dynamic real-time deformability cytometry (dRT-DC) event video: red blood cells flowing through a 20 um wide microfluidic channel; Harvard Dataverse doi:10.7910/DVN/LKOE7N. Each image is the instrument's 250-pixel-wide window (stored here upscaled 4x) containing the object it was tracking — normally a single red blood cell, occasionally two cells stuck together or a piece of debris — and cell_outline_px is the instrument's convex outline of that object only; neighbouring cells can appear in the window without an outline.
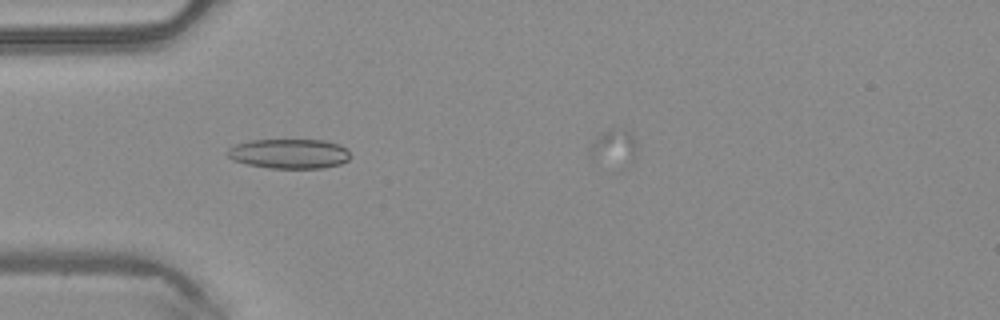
{"species": "common noctule bat (a hibernating species)", "species_latin": "Nyctalus noctula", "temperature_condition": "warm", "stored_images_in_passage": 6, "camera_frame_rate_fps": 3000, "um_per_image_px": 0.085, "animal": {"sex": "male", "body_mass_g": 20.4}, "frame": {"image": 1, "passage_image": 4, "time_ms": 1.0, "image_size_px": [1000, 320], "cell_outline_px": [[352, 156], [348, 160], [340, 164], [324, 168], [268, 168], [248, 164], [232, 160], [228, 156], [228, 148], [236, 144], [252, 140], [324, 140], [340, 144]], "centroid_in_image_um": [24.6, 13.07], "position_along_channel_um": 60.4, "area_um2": 21.27}}